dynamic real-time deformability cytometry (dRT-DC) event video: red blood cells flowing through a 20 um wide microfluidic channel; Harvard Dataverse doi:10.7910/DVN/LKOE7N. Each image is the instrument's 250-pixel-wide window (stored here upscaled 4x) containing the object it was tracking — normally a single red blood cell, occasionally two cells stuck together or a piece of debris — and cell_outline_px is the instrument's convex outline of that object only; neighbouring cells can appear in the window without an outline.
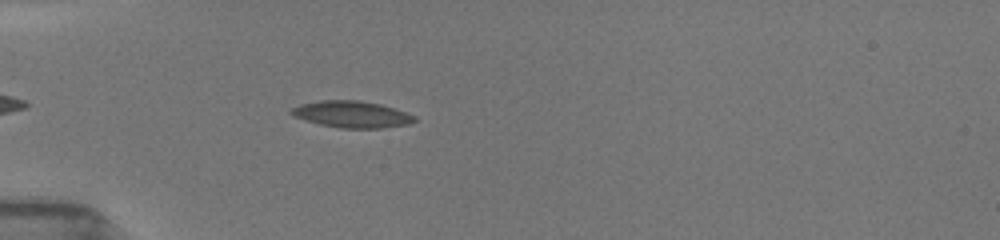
{"species": "common noctule bat (a hibernating species)", "species_latin": "Nyctalus noctula", "temperature_condition": "room temperature", "stored_images_in_passage": 8, "camera_frame_rate_fps": 3000, "um_per_image_px": 0.085, "animal": {"sex": "female", "body_mass_g": 19.5, "forearm_length_mm": 54.1}, "frame": {"image": 1, "passage_image": 8, "time_ms": 5.333, "image_size_px": [1000, 240], "cell_outline_px": [[416, 120], [408, 124], [384, 128], [340, 128], [320, 124], [292, 116], [288, 112], [292, 108], [300, 104], [320, 100], [360, 100], [380, 104], [416, 116]], "centroid_in_image_um": [29.87, 9.71], "position_along_channel_um": 55.1, "area_um2": 19.07}}